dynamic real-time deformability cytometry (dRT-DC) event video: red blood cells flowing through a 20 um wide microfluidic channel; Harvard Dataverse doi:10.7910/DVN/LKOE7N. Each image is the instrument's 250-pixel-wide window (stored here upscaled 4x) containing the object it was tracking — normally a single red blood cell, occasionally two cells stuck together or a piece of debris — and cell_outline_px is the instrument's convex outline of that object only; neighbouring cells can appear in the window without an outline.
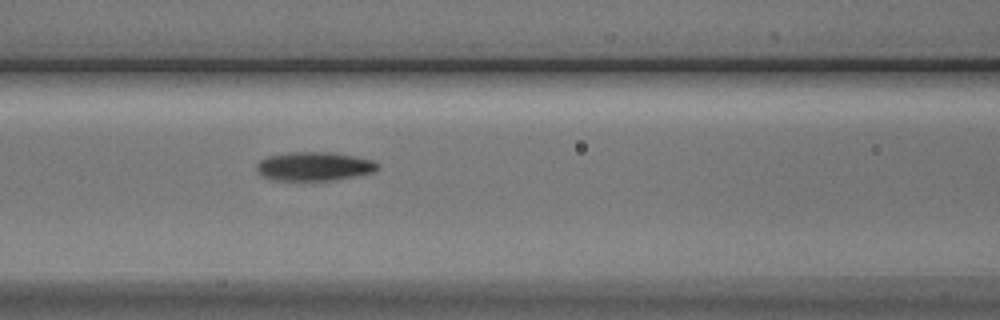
{"species": "Egyptian fruit bat (a non-hibernating species)", "species_latin": "Rousettus aegyptiacus", "temperature_condition": "cold", "stored_images_in_passage": 3, "camera_frame_rate_fps": 3000, "um_per_image_px": 0.085, "animal": {"sex": "male"}, "frame": {"image": 1, "passage_image": 3, "time_ms": 3.333, "image_size_px": [1000, 320], "cell_outline_px": [[376, 168], [372, 172], [332, 180], [272, 180], [264, 176], [256, 168], [256, 164], [260, 160], [268, 156], [288, 152], [332, 152], [372, 160], [376, 164]], "centroid_in_image_um": [26.63, 14.13], "position_along_channel_um": 140.0, "area_um2": 19.88}}